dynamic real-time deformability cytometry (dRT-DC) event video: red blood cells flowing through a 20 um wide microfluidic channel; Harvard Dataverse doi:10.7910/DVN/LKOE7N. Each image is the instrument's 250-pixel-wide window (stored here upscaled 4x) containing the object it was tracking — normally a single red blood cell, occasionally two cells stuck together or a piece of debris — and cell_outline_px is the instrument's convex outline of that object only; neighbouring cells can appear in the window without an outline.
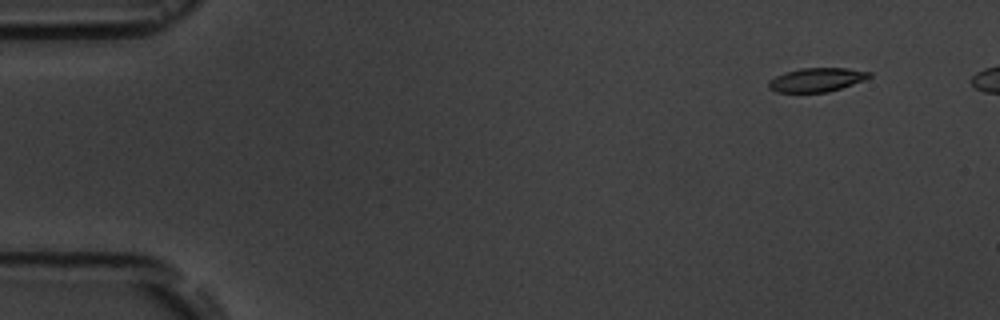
{"species": "common noctule bat (a hibernating species)", "species_latin": "Nyctalus noctula", "temperature_condition": "room temperature", "stored_images_in_passage": 9, "camera_frame_rate_fps": 3000, "um_per_image_px": 0.085, "animal": {"sex": "male", "body_mass_g": 19.5, "forearm_length_mm": 54.6}, "frame": {"image": 1, "passage_image": 2, "time_ms": 1.333, "image_size_px": [1000, 320], "cell_outline_px": [[872, 76], [864, 80], [828, 92], [776, 92], [768, 88], [768, 80], [784, 72], [800, 68], [848, 68], [872, 72]], "centroid_in_image_um": [69.4, 6.77], "position_along_channel_um": 15.6, "area_um2": 14.05}}
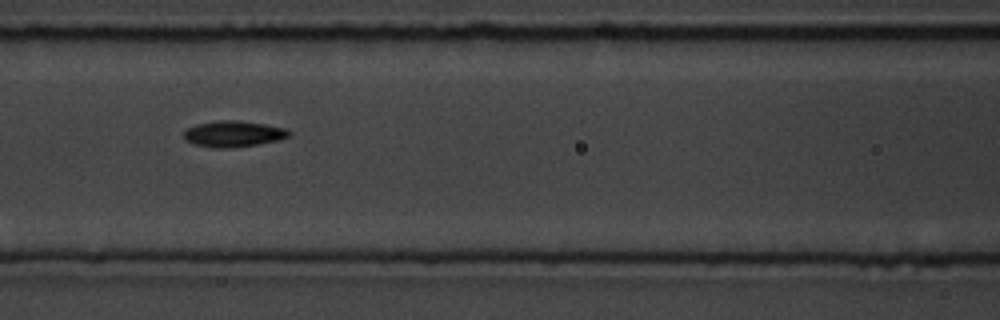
{"frame": {"image": 2, "passage_image": 8, "time_ms": 8.0, "image_size_px": [1000, 320], "cell_outline_px": [[292, 136], [276, 140], [256, 144], [228, 148], [216, 148], [196, 144], [184, 140], [184, 132], [188, 128], [196, 124], [220, 120], [240, 120], [264, 124], [284, 128], [292, 132]], "centroid_in_image_um": [19.85, 11.37], "position_along_channel_um": 146.8, "area_um2": 15.84}}
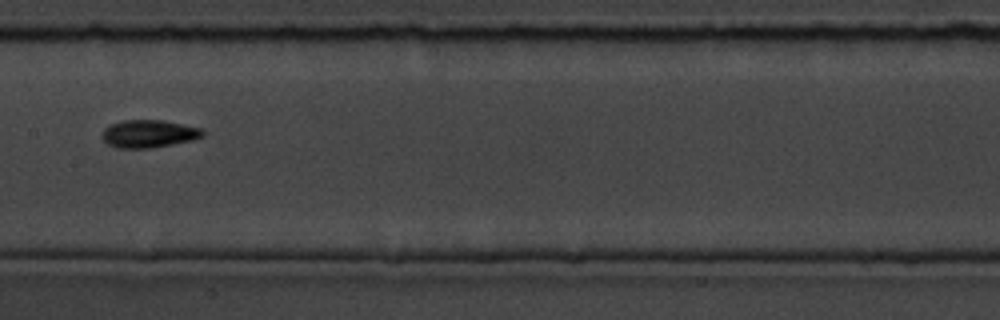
{"frame": {"image": 3, "passage_image": 9, "time_ms": 9.333, "image_size_px": [1000, 320], "cell_outline_px": [[204, 136], [192, 140], [152, 148], [116, 148], [108, 144], [100, 136], [104, 128], [112, 124], [124, 120], [164, 120], [200, 128], [204, 132]], "centroid_in_image_um": [12.62, 11.37], "position_along_channel_um": 194.8, "area_um2": 16.24}}